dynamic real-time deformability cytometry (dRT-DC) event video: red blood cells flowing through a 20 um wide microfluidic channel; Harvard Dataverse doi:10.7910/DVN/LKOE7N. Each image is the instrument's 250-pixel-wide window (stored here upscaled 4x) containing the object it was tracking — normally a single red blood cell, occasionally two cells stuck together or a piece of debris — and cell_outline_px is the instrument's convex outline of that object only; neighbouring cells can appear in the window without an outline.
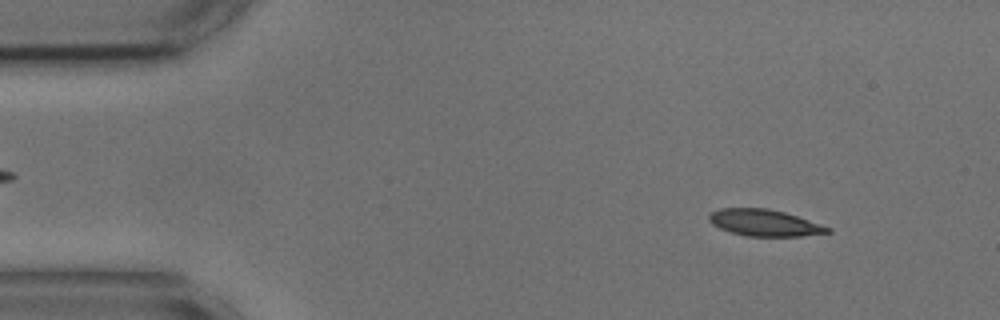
{"species": "common noctule bat (a hibernating species)", "species_latin": "Nyctalus noctula", "temperature_condition": "cold", "stored_images_in_passage": 53, "camera_frame_rate_fps": 3000, "um_per_image_px": 0.085, "animal": {"sex": "male", "body_mass_g": 17.9, "forearm_length_mm": 54.2}, "frame": {"image": 1, "passage_image": 5, "time_ms": 1.333, "image_size_px": [1000, 320], "cell_outline_px": [[832, 232], [800, 236], [744, 236], [720, 228], [712, 224], [708, 220], [708, 212], [720, 208], [768, 208], [784, 212], [832, 228]], "centroid_in_image_um": [64.94, 18.93], "position_along_channel_um": 20.1, "area_um2": 18.38}}
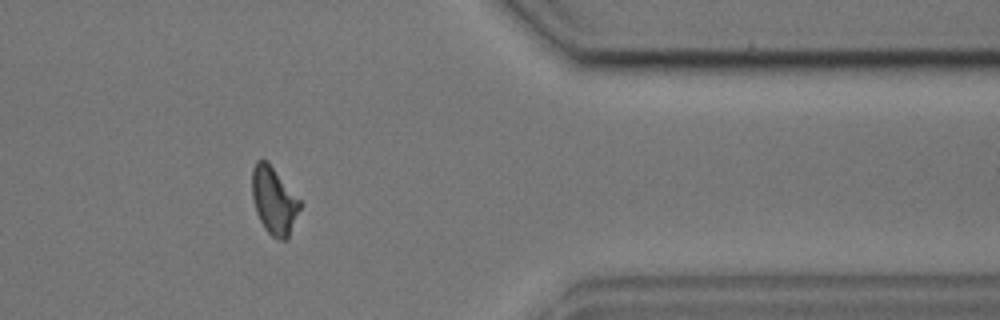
{"frame": {"image": 2, "passage_image": 43, "time_ms": 14.0, "image_size_px": [1000, 320], "cell_outline_px": [[300, 208], [288, 236], [284, 240], [280, 240], [272, 236], [264, 228], [256, 212], [252, 196], [252, 168], [256, 160], [268, 160], [300, 200]], "centroid_in_image_um": [23.26, 17.01], "position_along_channel_um": 388.1, "area_um2": 18.61}}
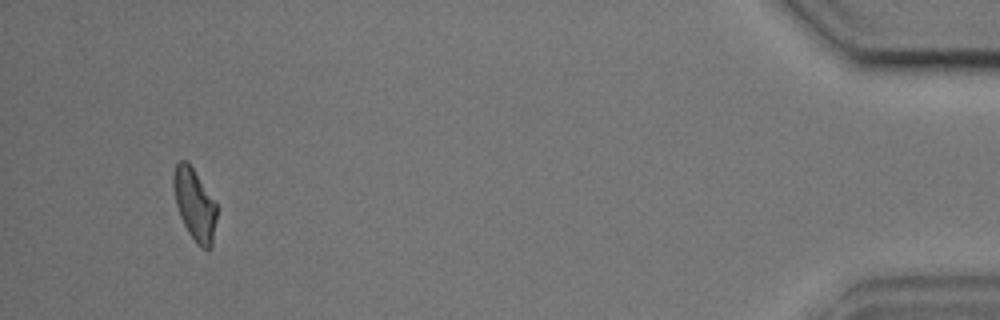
{"frame": {"image": 3, "passage_image": 50, "time_ms": 16.333, "image_size_px": [1000, 320], "cell_outline_px": [[216, 216], [212, 248], [204, 248], [196, 244], [188, 232], [180, 216], [176, 204], [172, 184], [172, 176], [176, 164], [180, 160], [188, 160], [216, 204]], "centroid_in_image_um": [16.52, 17.36], "position_along_channel_um": 418.7, "area_um2": 17.98}, "authors_computed_cell_mechanics": {"area_um2": 19.074, "velocity_mm_per_s": 3.6592, "shape_relaxation_time_tau1_ms": 3.8163, "shape_relaxation_time_tau2_ms": 5.1604, "deformation_change_tau1": 0.1196, "deformation_change_tau2": 0.1177}}